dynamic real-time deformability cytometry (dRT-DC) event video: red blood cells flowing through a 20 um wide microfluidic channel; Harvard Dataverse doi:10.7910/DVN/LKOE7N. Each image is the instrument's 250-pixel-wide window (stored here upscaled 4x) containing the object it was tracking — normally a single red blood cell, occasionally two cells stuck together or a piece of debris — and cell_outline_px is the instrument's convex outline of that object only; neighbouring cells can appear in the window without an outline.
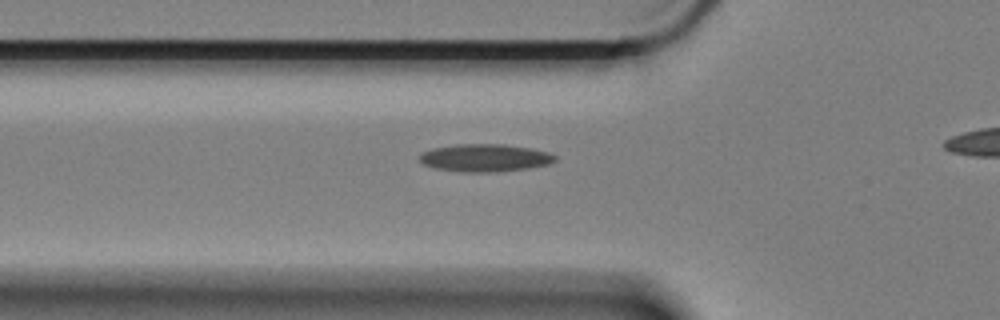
{"species": "Egyptian fruit bat (a non-hibernating species)", "species_latin": "Rousettus aegyptiacus", "temperature_condition": "cold", "stored_images_in_passage": 33, "camera_frame_rate_fps": 3000, "um_per_image_px": 0.085, "animal": {"sex": "female"}, "frame": {"image": 1, "passage_image": 2, "time_ms": 0.333, "image_size_px": [1000, 320], "cell_outline_px": [[556, 160], [548, 164], [528, 168], [500, 172], [460, 172], [436, 168], [424, 164], [420, 160], [420, 156], [424, 152], [432, 148], [456, 144], [504, 144], [532, 148], [548, 152], [556, 156]], "centroid_in_image_um": [41.25, 13.42], "position_along_channel_um": 84.6, "area_um2": 21.85}}
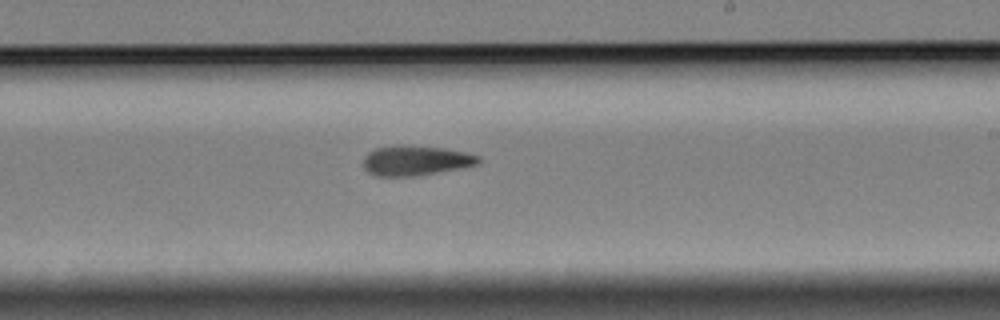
{"frame": {"image": 2, "passage_image": 17, "time_ms": 5.333, "image_size_px": [1000, 320], "cell_outline_px": [[480, 160], [476, 164], [436, 172], [412, 176], [376, 176], [368, 172], [364, 168], [364, 156], [368, 152], [376, 148], [396, 144], [404, 144], [444, 148], [464, 152], [480, 156]], "centroid_in_image_um": [35.26, 13.62], "position_along_channel_um": 253.7, "area_um2": 19.94}}
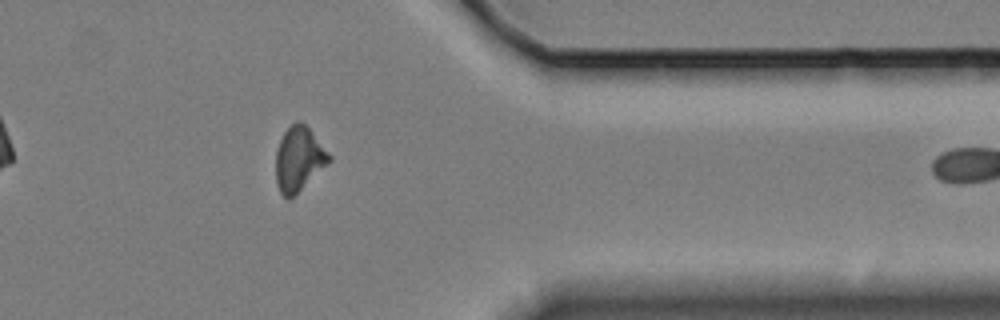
{"frame": {"image": 3, "passage_image": 30, "time_ms": 9.667, "image_size_px": [1000, 320], "cell_outline_px": [[332, 160], [328, 164], [288, 200], [280, 192], [276, 184], [276, 152], [280, 140], [284, 132], [296, 120], [300, 120], [308, 128], [332, 156]], "centroid_in_image_um": [25.4, 13.51], "position_along_channel_um": 386.0, "area_um2": 19.71}}